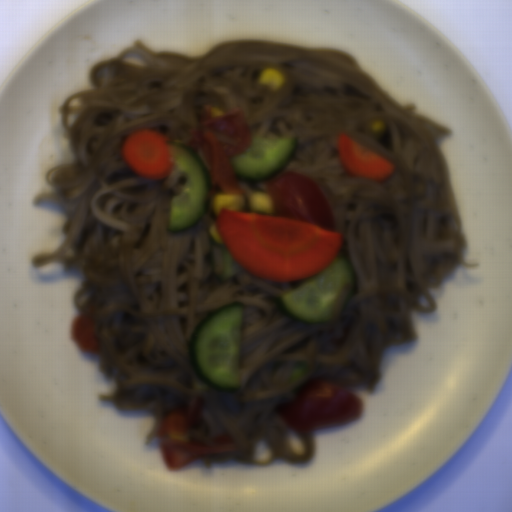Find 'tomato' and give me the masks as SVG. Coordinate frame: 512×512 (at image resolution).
I'll return each instance as SVG.
<instances>
[{
    "label": "tomato",
    "instance_id": "obj_1",
    "mask_svg": "<svg viewBox=\"0 0 512 512\" xmlns=\"http://www.w3.org/2000/svg\"><path fill=\"white\" fill-rule=\"evenodd\" d=\"M190 146L204 165L208 180V200L218 193H240L245 189L237 179L231 158L252 144L254 136L241 107L213 116L207 103L199 108V123L188 130Z\"/></svg>",
    "mask_w": 512,
    "mask_h": 512
},
{
    "label": "tomato",
    "instance_id": "obj_2",
    "mask_svg": "<svg viewBox=\"0 0 512 512\" xmlns=\"http://www.w3.org/2000/svg\"><path fill=\"white\" fill-rule=\"evenodd\" d=\"M361 397L324 380L308 383L278 412L280 425L299 433L318 431L356 420Z\"/></svg>",
    "mask_w": 512,
    "mask_h": 512
},
{
    "label": "tomato",
    "instance_id": "obj_3",
    "mask_svg": "<svg viewBox=\"0 0 512 512\" xmlns=\"http://www.w3.org/2000/svg\"><path fill=\"white\" fill-rule=\"evenodd\" d=\"M272 197L271 216L317 224L336 231L333 206L319 184L298 172L280 173L268 183Z\"/></svg>",
    "mask_w": 512,
    "mask_h": 512
},
{
    "label": "tomato",
    "instance_id": "obj_4",
    "mask_svg": "<svg viewBox=\"0 0 512 512\" xmlns=\"http://www.w3.org/2000/svg\"><path fill=\"white\" fill-rule=\"evenodd\" d=\"M217 444L208 447L199 441L186 442L180 438H169L160 444L161 457L165 468L177 471L191 463L211 455L232 451L236 442L228 435H215L213 439Z\"/></svg>",
    "mask_w": 512,
    "mask_h": 512
},
{
    "label": "tomato",
    "instance_id": "obj_5",
    "mask_svg": "<svg viewBox=\"0 0 512 512\" xmlns=\"http://www.w3.org/2000/svg\"><path fill=\"white\" fill-rule=\"evenodd\" d=\"M202 398H191L187 405L176 406L168 410L160 419L156 437L168 434L188 433L197 424L202 409Z\"/></svg>",
    "mask_w": 512,
    "mask_h": 512
},
{
    "label": "tomato",
    "instance_id": "obj_6",
    "mask_svg": "<svg viewBox=\"0 0 512 512\" xmlns=\"http://www.w3.org/2000/svg\"><path fill=\"white\" fill-rule=\"evenodd\" d=\"M95 328L93 320L88 314H80L72 324V340L85 353L96 354L101 351L93 333Z\"/></svg>",
    "mask_w": 512,
    "mask_h": 512
}]
</instances>
